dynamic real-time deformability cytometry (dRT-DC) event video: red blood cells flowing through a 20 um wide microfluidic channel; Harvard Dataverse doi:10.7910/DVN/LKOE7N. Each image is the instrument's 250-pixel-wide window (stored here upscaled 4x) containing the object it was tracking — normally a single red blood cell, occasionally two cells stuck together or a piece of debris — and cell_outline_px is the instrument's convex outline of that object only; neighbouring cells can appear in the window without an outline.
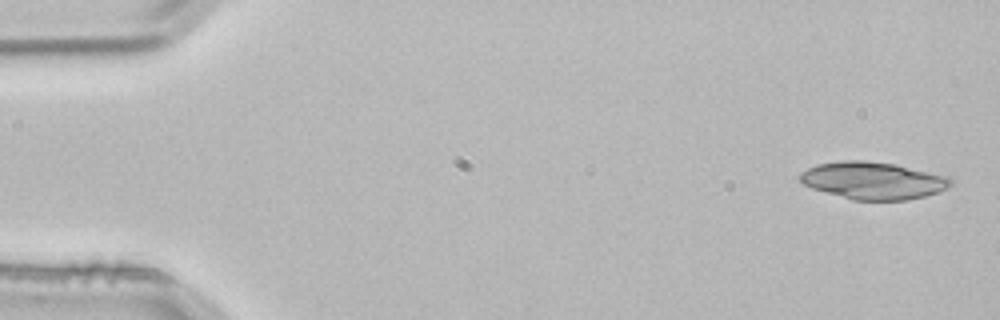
{"species": "common noctule bat (a hibernating species)", "species_latin": "Nyctalus noctula", "temperature_condition": "room temperature", "stored_images_in_passage": 4, "camera_frame_rate_fps": 3000, "um_per_image_px": 0.085, "animal": {"sex": "male", "body_mass_g": 21.5, "forearm_length_mm": 52.0}, "frame": {"image": 1, "passage_image": 1, "time_ms": 0.0, "image_size_px": [1000, 320], "cell_outline_px": [[952, 184], [948, 188], [940, 192], [908, 200], [852, 200], [812, 188], [804, 184], [800, 180], [800, 172], [808, 168], [820, 164], [844, 160], [864, 160], [896, 164], [948, 176], [952, 180]], "centroid_in_image_um": [74.25, 15.35], "position_along_channel_um": 10.8, "area_um2": 32.77}}